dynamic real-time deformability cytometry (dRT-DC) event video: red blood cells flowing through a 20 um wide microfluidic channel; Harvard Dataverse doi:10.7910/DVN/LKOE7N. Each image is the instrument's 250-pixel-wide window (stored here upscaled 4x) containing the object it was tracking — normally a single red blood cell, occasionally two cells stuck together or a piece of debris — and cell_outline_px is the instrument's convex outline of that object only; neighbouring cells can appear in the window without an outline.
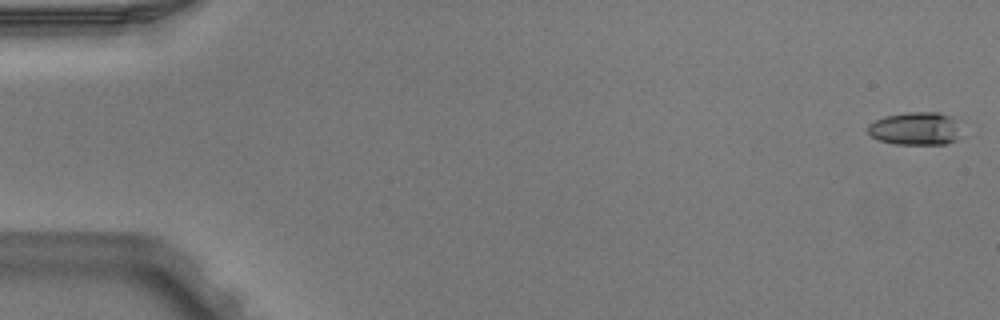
{"species": "Egyptian fruit bat (a non-hibernating species)", "species_latin": "Rousettus aegyptiacus", "temperature_condition": "warm", "stored_images_in_passage": 4, "camera_frame_rate_fps": 3000, "um_per_image_px": 0.085, "animal": {"sex": "male"}, "frame": {"image": 1, "passage_image": 1, "time_ms": 0.0, "image_size_px": [1000, 320], "cell_outline_px": [[964, 120], [956, 140], [944, 144], [896, 144], [880, 140], [872, 136], [868, 132], [868, 124], [884, 116], [904, 112], [940, 112]], "centroid_in_image_um": [77.9, 10.9], "position_along_channel_um": 7.1, "area_um2": 18.44}}
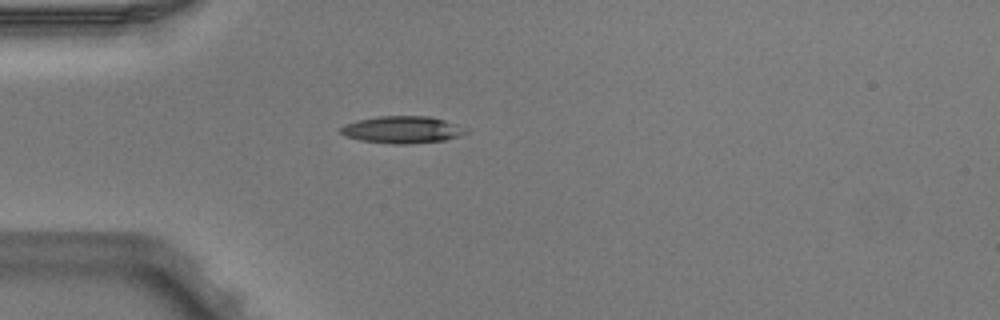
{"frame": {"image": 2, "passage_image": 4, "time_ms": 1.0, "image_size_px": [1000, 320], "cell_outline_px": [[468, 132], [460, 136], [444, 140], [408, 144], [392, 144], [360, 140], [344, 136], [340, 132], [340, 128], [344, 124], [360, 120], [380, 116], [432, 116], [468, 128]], "centroid_in_image_um": [34.22, 11.02], "position_along_channel_um": 50.8, "area_um2": 19.83}}